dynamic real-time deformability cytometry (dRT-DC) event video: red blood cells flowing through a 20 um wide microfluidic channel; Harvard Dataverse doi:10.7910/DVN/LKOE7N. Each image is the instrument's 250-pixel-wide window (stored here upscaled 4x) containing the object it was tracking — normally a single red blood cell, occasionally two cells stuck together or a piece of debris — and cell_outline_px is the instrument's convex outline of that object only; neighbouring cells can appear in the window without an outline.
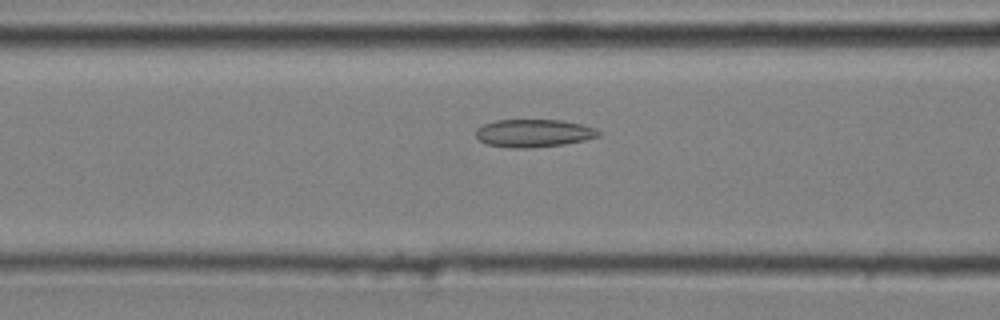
{"species": "common noctule bat (a hibernating species)", "species_latin": "Nyctalus noctula", "temperature_condition": "cold", "stored_images_in_passage": 5, "segment_of_instrument_passage": [2, 2], "camera_frame_rate_fps": 3000, "um_per_image_px": 0.085, "animal": {"sex": "male", "body_mass_g": 20.4}, "frame": {"image": 1, "passage_image": 5, "time_ms": 1.333, "image_size_px": [1000, 320], "cell_outline_px": [[600, 136], [584, 140], [564, 144], [532, 148], [512, 148], [488, 144], [480, 140], [476, 136], [476, 128], [484, 124], [496, 120], [564, 120], [596, 128], [600, 132]], "centroid_in_image_um": [45.37, 11.32], "position_along_channel_um": 121.2, "area_um2": 19.88}}